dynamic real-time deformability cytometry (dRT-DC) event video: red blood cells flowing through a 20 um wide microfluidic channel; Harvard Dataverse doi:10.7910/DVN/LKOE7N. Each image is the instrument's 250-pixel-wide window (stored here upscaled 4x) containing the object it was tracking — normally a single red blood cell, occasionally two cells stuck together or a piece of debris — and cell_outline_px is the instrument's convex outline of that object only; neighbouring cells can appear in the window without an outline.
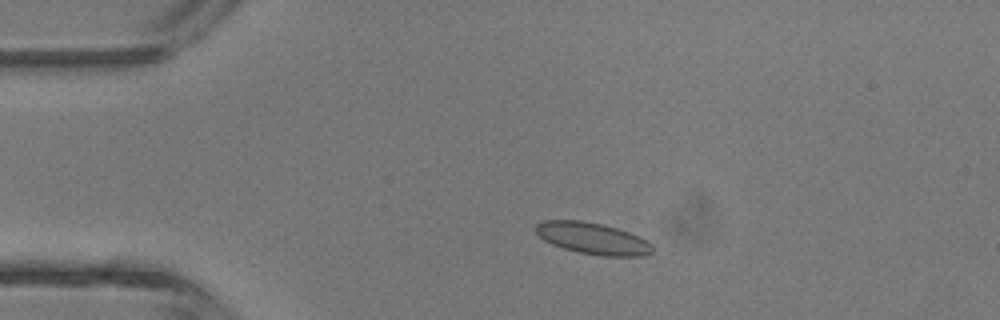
{"species": "common noctule bat (a hibernating species)", "species_latin": "Nyctalus noctula", "temperature_condition": "room temperature", "stored_images_in_passage": 4, "camera_frame_rate_fps": 3000, "um_per_image_px": 0.085, "animal": {"sex": "male", "body_mass_g": 13.3}, "frame": {"image": 1, "passage_image": 3, "time_ms": 2.333, "image_size_px": [1000, 320], "cell_outline_px": [[652, 252], [644, 256], [604, 256], [580, 252], [564, 248], [552, 244], [544, 240], [536, 232], [536, 224], [544, 220], [580, 220], [604, 224], [628, 232], [652, 244]], "centroid_in_image_um": [50.36, 20.26], "position_along_channel_um": 34.6, "area_um2": 21.21}}